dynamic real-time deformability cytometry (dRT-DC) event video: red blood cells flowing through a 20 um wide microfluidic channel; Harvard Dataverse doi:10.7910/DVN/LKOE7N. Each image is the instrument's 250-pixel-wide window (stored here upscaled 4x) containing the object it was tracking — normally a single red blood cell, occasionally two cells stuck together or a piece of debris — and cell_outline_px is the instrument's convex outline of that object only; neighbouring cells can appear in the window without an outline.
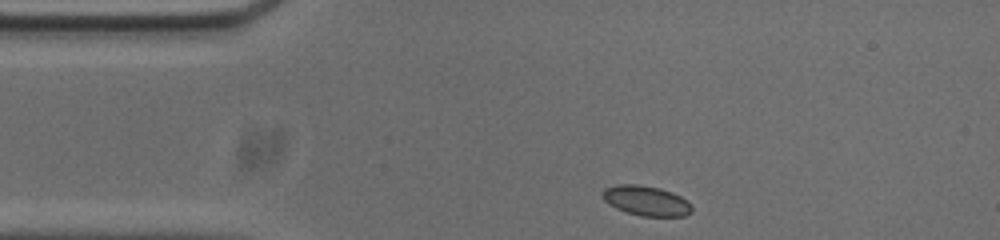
{"species": "common noctule bat (a hibernating species)", "species_latin": "Nyctalus noctula", "temperature_condition": "cold", "stored_images_in_passage": 45, "camera_frame_rate_fps": 3000, "um_per_image_px": 0.085, "animal": {"sex": "male", "body_mass_g": 20.0, "forearm_length_mm": 53.3}, "frame": {"image": 1, "passage_image": 1, "time_ms": 0.0, "image_size_px": [1000, 240], "cell_outline_px": [[692, 212], [684, 216], [640, 216], [616, 208], [608, 204], [604, 200], [600, 192], [604, 188], [620, 184], [636, 184], [660, 188], [672, 192], [688, 200], [692, 204]], "centroid_in_image_um": [54.93, 17.06], "position_along_channel_um": 30.1, "area_um2": 15.72}}
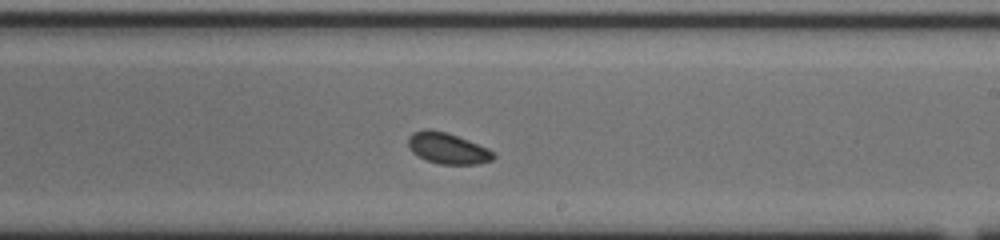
{"frame": {"image": 2, "passage_image": 22, "time_ms": 7.0, "image_size_px": [1000, 240], "cell_outline_px": [[496, 156], [492, 160], [476, 164], [440, 164], [424, 160], [412, 152], [408, 148], [408, 136], [412, 132], [424, 128], [428, 128], [448, 132], [488, 148], [496, 152]], "centroid_in_image_um": [38.02, 12.59], "position_along_channel_um": 251.0, "area_um2": 15.78}}
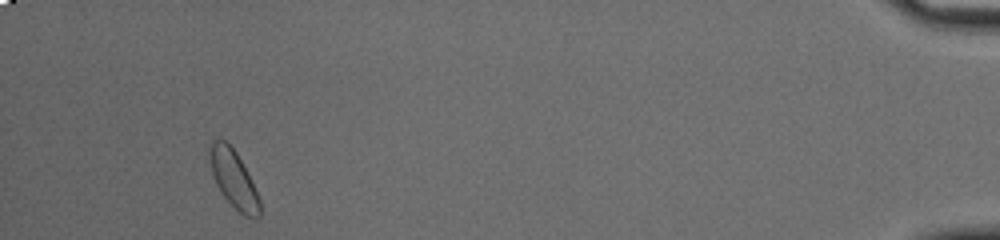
{"frame": {"image": 3, "passage_image": 42, "time_ms": 13.667, "image_size_px": [1000, 240], "cell_outline_px": [[260, 216], [244, 216], [220, 192], [212, 176], [208, 152], [208, 144], [212, 140], [224, 140], [236, 152], [260, 200]], "centroid_in_image_um": [19.79, 15.17], "position_along_channel_um": 415.4, "area_um2": 16.3}, "authors_computed_cell_mechanics": {"area_um2": 15.6638, "velocity_mm_per_s": 3.6892, "shape_relaxation_time_tau1_ms": null, "shape_relaxation_time_tau2_ms": 2.096, "deformation_change_tau1": null, "deformation_change_tau2": 0.0504}}